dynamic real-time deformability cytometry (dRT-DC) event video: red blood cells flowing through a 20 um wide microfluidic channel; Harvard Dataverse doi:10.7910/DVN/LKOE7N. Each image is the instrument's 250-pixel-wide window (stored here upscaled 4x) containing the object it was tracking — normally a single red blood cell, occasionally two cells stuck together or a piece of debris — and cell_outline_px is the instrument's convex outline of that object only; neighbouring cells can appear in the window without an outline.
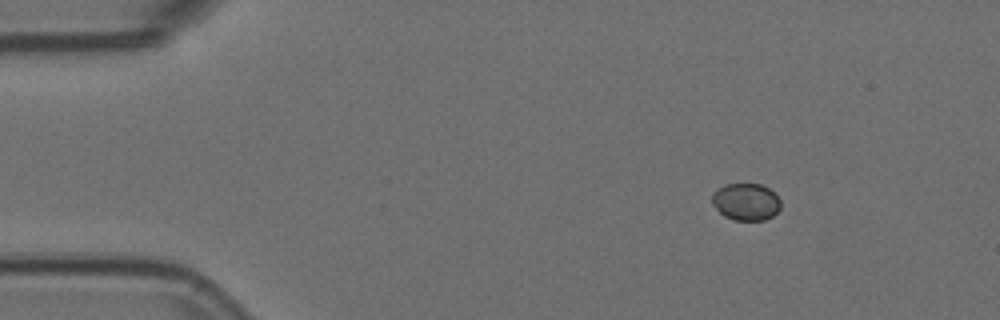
{"species": "Egyptian fruit bat (a non-hibernating species)", "species_latin": "Rousettus aegyptiacus", "temperature_condition": "room temperature", "stored_images_in_passage": 4, "camera_frame_rate_fps": 3000, "um_per_image_px": 0.085, "animal": {"sex": "female"}, "frame": {"image": 1, "passage_image": 1, "time_ms": 0.0, "image_size_px": [1000, 320], "cell_outline_px": [[780, 208], [772, 216], [764, 220], [732, 220], [724, 216], [712, 204], [712, 192], [724, 184], [760, 184], [768, 188], [780, 200]], "centroid_in_image_um": [63.37, 17.15], "position_along_channel_um": 21.6, "area_um2": 14.8}}
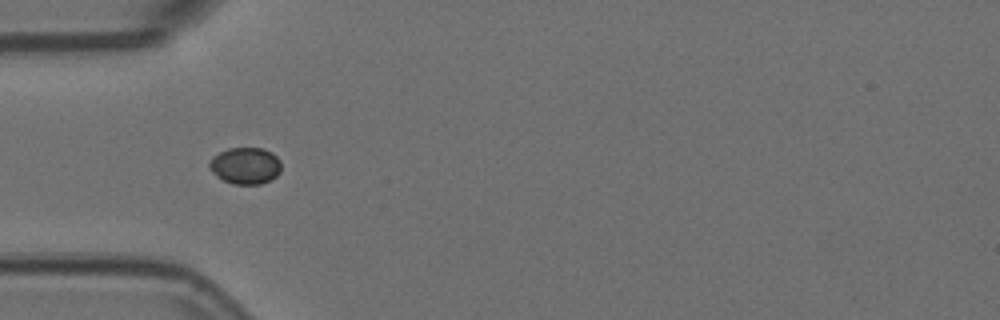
{"frame": {"image": 2, "passage_image": 4, "time_ms": 1.0, "image_size_px": [1000, 320], "cell_outline_px": [[280, 172], [276, 176], [260, 184], [232, 184], [216, 176], [208, 168], [208, 164], [212, 156], [228, 148], [264, 148], [272, 152], [280, 160]], "centroid_in_image_um": [20.83, 14.07], "position_along_channel_um": 64.2, "area_um2": 15.43}}